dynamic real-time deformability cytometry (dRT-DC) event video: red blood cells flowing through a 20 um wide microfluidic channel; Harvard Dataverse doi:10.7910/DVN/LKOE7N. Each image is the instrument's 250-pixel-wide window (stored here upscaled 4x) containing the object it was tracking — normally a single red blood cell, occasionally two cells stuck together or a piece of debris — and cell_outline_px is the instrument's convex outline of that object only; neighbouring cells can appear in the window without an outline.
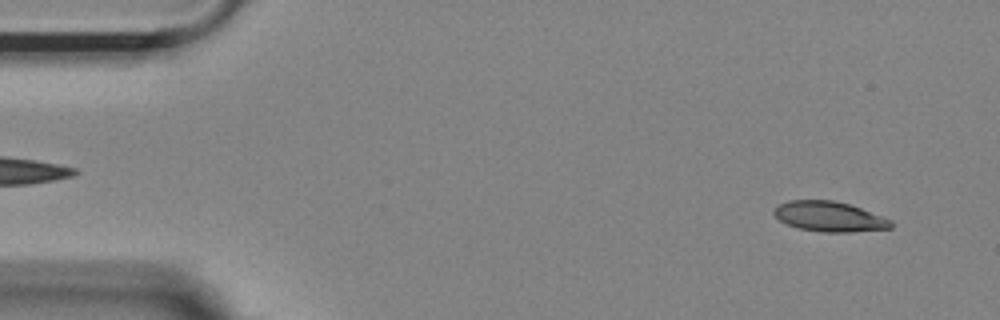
{"species": "Egyptian fruit bat (a non-hibernating species)", "species_latin": "Rousettus aegyptiacus", "temperature_condition": "room temperature", "stored_images_in_passage": 53, "camera_frame_rate_fps": 3000, "um_per_image_px": 0.085, "animal": {"sex": "female"}, "frame": {"image": 1, "passage_image": 3, "time_ms": 0.667, "image_size_px": [1000, 320], "cell_outline_px": [[892, 228], [852, 232], [824, 232], [800, 228], [788, 224], [780, 220], [772, 212], [776, 204], [788, 200], [832, 200], [848, 204], [860, 208], [892, 220]], "centroid_in_image_um": [70.47, 18.4], "position_along_channel_um": 14.5, "area_um2": 20.4}}
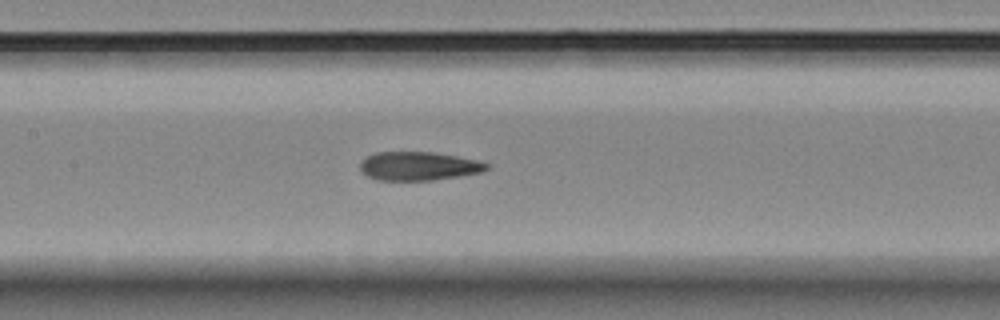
{"frame": {"image": 2, "passage_image": 24, "time_ms": 7.667, "image_size_px": [1000, 320], "cell_outline_px": [[492, 164], [484, 172], [460, 176], [432, 180], [376, 180], [360, 172], [360, 160], [376, 152], [432, 152], [456, 156], [476, 160]], "centroid_in_image_um": [35.58, 14.12], "position_along_channel_um": 171.8, "area_um2": 21.27}}
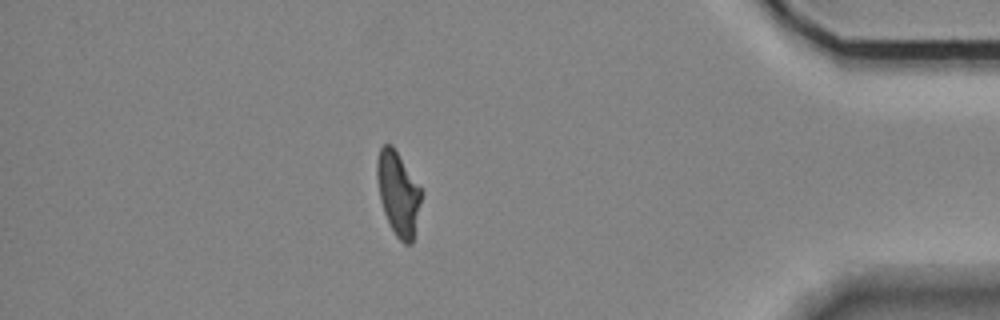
{"frame": {"image": 3, "passage_image": 46, "time_ms": 15.0, "image_size_px": [1000, 320], "cell_outline_px": [[424, 192], [412, 244], [404, 244], [396, 236], [384, 212], [380, 200], [376, 176], [376, 160], [380, 148], [384, 144], [392, 144]], "centroid_in_image_um": [33.86, 16.43], "position_along_channel_um": 401.3, "area_um2": 21.85}, "authors_computed_cell_mechanics": {"area_um2": 21.7906, "velocity_mm_per_s": 3.6761, "shape_relaxation_time_tau1_ms": 6.7914, "shape_relaxation_time_tau2_ms": 1.9512, "deformation_change_tau1": 0.223, "deformation_change_tau2": 0.1007}}